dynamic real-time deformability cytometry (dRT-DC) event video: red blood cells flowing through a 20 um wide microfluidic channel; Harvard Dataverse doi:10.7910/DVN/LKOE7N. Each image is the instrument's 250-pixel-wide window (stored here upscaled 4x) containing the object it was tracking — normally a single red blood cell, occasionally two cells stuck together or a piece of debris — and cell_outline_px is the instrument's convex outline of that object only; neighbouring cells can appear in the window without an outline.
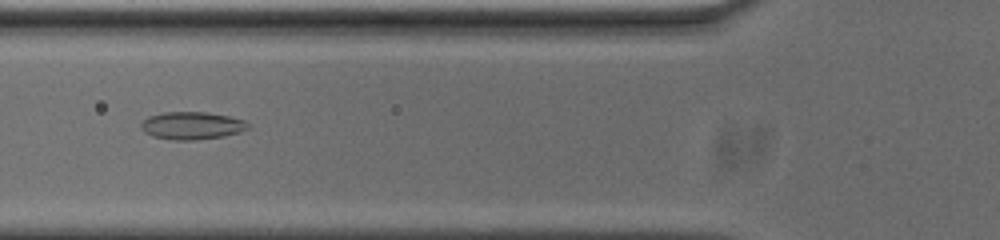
{"species": "common noctule bat (a hibernating species)", "species_latin": "Nyctalus noctula", "temperature_condition": "cold", "stored_images_in_passage": 40, "segment_of_instrument_passage": [1, 2], "camera_frame_rate_fps": 3000, "um_per_image_px": 0.085, "animal": {"sex": "male", "body_mass_g": 20.0, "forearm_length_mm": 53.3}, "frame": {"image": 1, "passage_image": 5, "time_ms": 1.333, "image_size_px": [1000, 240], "cell_outline_px": [[248, 128], [236, 132], [220, 136], [196, 140], [172, 140], [152, 136], [144, 132], [140, 128], [140, 124], [148, 116], [164, 112], [204, 112], [228, 116], [244, 120], [248, 124]], "centroid_in_image_um": [16.23, 10.67], "position_along_channel_um": 109.6, "area_um2": 16.99}}
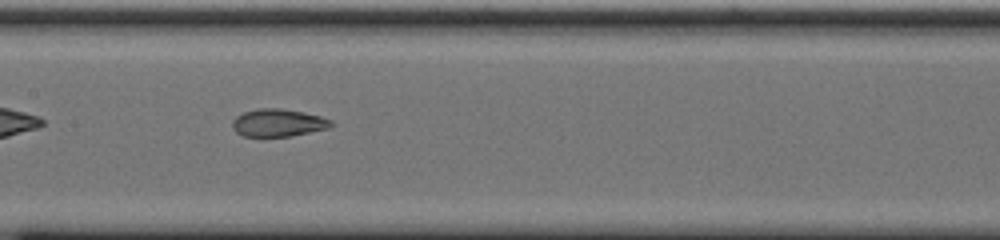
{"frame": {"image": 2, "passage_image": 11, "time_ms": 3.333, "image_size_px": [1000, 240], "cell_outline_px": [[332, 124], [328, 128], [288, 136], [244, 136], [236, 132], [232, 124], [232, 120], [236, 116], [244, 112], [260, 108], [280, 108], [320, 116], [332, 120]], "centroid_in_image_um": [23.61, 10.43], "position_along_channel_um": 183.8, "area_um2": 15.55}}
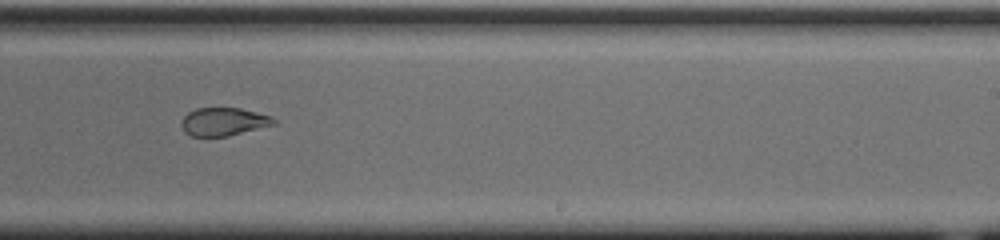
{"frame": {"image": 3, "passage_image": 18, "time_ms": 5.667, "image_size_px": [1000, 240], "cell_outline_px": [[276, 124], [228, 136], [192, 136], [184, 132], [180, 124], [184, 116], [188, 112], [196, 108], [240, 108], [272, 116], [276, 120]], "centroid_in_image_um": [19.0, 10.34], "position_along_channel_um": 270.0, "area_um2": 15.14}}